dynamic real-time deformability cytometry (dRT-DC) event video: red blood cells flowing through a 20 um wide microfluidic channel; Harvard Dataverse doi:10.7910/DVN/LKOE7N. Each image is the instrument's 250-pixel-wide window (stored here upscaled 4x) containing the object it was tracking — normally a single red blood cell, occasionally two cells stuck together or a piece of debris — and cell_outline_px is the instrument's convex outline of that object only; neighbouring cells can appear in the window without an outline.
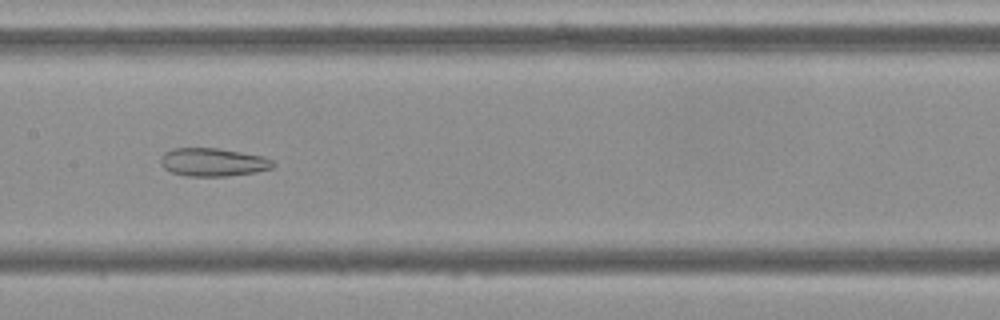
{"species": "Egyptian fruit bat (a non-hibernating species)", "species_latin": "Rousettus aegyptiacus", "temperature_condition": "cold", "stored_images_in_passage": 47, "camera_frame_rate_fps": 3000, "um_per_image_px": 0.085, "frame": {"image": 1, "passage_image": 19, "time_ms": 6.0, "image_size_px": [1000, 320], "cell_outline_px": [[276, 164], [272, 168], [256, 172], [228, 176], [188, 176], [172, 172], [164, 168], [160, 164], [160, 160], [164, 152], [172, 148], [216, 148], [264, 156], [272, 160]], "centroid_in_image_um": [18.11, 13.78], "position_along_channel_um": 189.3, "area_um2": 18.5}}
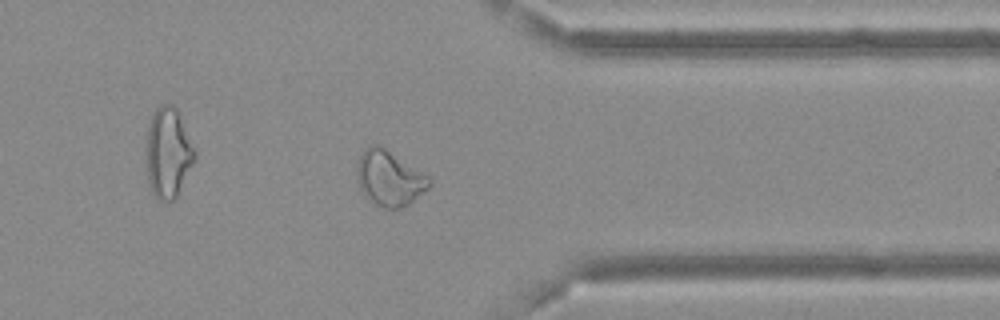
{"frame": {"image": 2, "passage_image": 35, "time_ms": 11.333, "image_size_px": [1000, 320], "cell_outline_px": [[432, 184], [428, 188], [408, 204], [400, 208], [388, 208], [376, 204], [360, 188], [356, 172], [356, 160], [364, 148], [372, 144], [376, 144], [384, 148], [432, 176]], "centroid_in_image_um": [33.12, 15.11], "position_along_channel_um": 378.3, "area_um2": 23.24}}
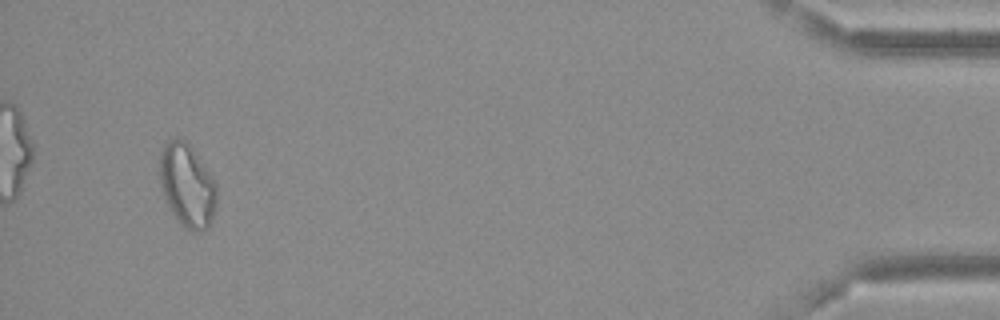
{"frame": {"image": 3, "passage_image": 44, "time_ms": 14.333, "image_size_px": [1000, 320], "cell_outline_px": [[216, 208], [212, 220], [208, 228], [200, 232], [192, 232], [180, 224], [168, 208], [160, 188], [160, 152], [164, 144], [168, 140], [176, 136], [184, 140], [192, 148], [212, 176], [216, 184]], "centroid_in_image_um": [15.9, 15.78], "position_along_channel_um": 419.3, "area_um2": 28.03}, "authors_computed_cell_mechanics": {"area_um2": 23.6402, "velocity_mm_per_s": 3.6737, "shape_relaxation_time_tau1_ms": null, "shape_relaxation_time_tau2_ms": 3.4997, "deformation_change_tau1": null, "deformation_change_tau2": 0.104}}